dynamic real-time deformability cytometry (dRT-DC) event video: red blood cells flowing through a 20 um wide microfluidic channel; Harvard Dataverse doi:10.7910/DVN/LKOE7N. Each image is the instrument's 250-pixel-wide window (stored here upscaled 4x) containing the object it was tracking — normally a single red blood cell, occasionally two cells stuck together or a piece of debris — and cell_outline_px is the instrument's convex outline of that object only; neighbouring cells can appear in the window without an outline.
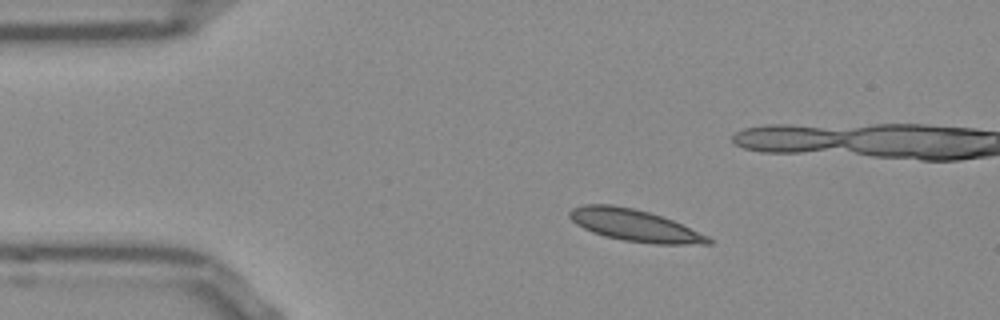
{"species": "Egyptian fruit bat (a non-hibernating species)", "species_latin": "Rousettus aegyptiacus", "temperature_condition": "room temperature", "stored_images_in_passage": 45, "camera_frame_rate_fps": 3000, "um_per_image_px": 0.085, "frame": {"image": 1, "passage_image": 1, "time_ms": 0.0, "image_size_px": [1000, 320], "cell_outline_px": [[712, 244], [656, 244], [624, 240], [604, 236], [592, 232], [576, 224], [568, 216], [568, 212], [572, 208], [584, 204], [612, 204], [632, 208], [648, 212], [672, 220], [708, 236], [712, 240]], "centroid_in_image_um": [53.91, 19.15], "position_along_channel_um": 31.1, "area_um2": 25.55}}
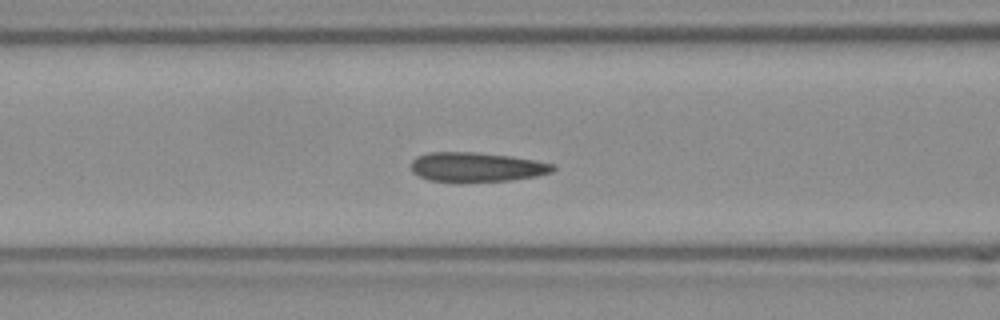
{"frame": {"image": 2, "passage_image": 12, "time_ms": 3.667, "image_size_px": [1000, 320], "cell_outline_px": [[556, 168], [552, 172], [536, 176], [508, 180], [464, 184], [460, 184], [428, 180], [412, 172], [412, 160], [416, 156], [428, 152], [476, 152], [512, 156], [556, 164]], "centroid_in_image_um": [40.49, 14.22], "position_along_channel_um": 126.1, "area_um2": 25.09}}
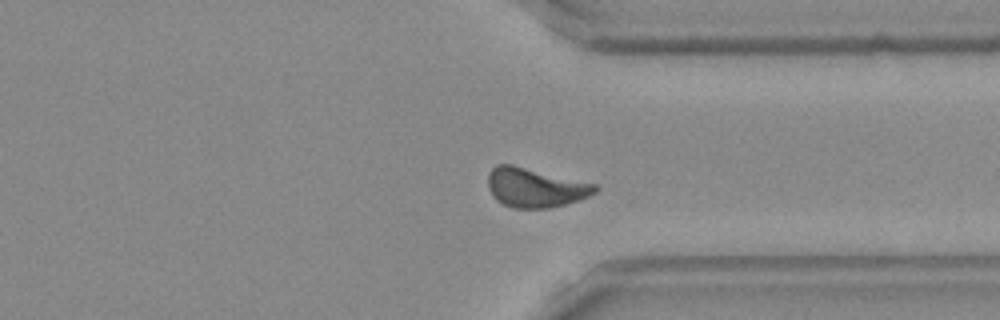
{"frame": {"image": 3, "passage_image": 31, "time_ms": 10.0, "image_size_px": [1000, 320], "cell_outline_px": [[600, 188], [596, 192], [580, 200], [548, 208], [512, 208], [496, 200], [492, 196], [488, 188], [488, 172], [496, 164], [512, 164], [600, 184]], "centroid_in_image_um": [45.52, 15.93], "position_along_channel_um": 365.9, "area_um2": 24.97}, "authors_computed_cell_mechanics": {"area_um2": 24.0448, "velocity_mm_per_s": 3.7976, "shape_relaxation_time_tau1_ms": 7.3644, "shape_relaxation_time_tau2_ms": 1.2935, "deformation_change_tau1": 0.1371, "deformation_change_tau2": 0.0496}}